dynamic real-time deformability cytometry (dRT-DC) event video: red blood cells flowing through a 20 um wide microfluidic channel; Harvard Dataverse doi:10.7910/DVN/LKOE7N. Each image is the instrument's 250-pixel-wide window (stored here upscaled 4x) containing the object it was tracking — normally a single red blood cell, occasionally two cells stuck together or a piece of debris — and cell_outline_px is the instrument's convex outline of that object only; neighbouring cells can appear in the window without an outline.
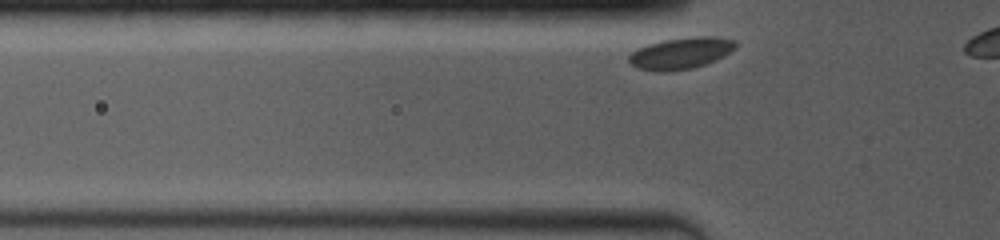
{"species": "common noctule bat (a hibernating species)", "species_latin": "Nyctalus noctula", "temperature_condition": "room temperature", "stored_images_in_passage": 6, "camera_frame_rate_fps": 4000, "um_per_image_px": 0.085, "animal": {"sex": "female", "body_mass_g": 19.0, "forearm_length_mm": 53.3}, "frame": {"image": 1, "passage_image": 3, "time_ms": 0.25, "image_size_px": [1000, 240], "cell_outline_px": [[736, 48], [724, 56], [716, 60], [692, 68], [668, 72], [656, 72], [636, 68], [628, 60], [628, 56], [636, 48], [648, 44], [664, 40], [696, 36], [712, 36], [736, 40]], "centroid_in_image_um": [57.86, 4.53], "position_along_channel_um": 67.9, "area_um2": 19.77}}